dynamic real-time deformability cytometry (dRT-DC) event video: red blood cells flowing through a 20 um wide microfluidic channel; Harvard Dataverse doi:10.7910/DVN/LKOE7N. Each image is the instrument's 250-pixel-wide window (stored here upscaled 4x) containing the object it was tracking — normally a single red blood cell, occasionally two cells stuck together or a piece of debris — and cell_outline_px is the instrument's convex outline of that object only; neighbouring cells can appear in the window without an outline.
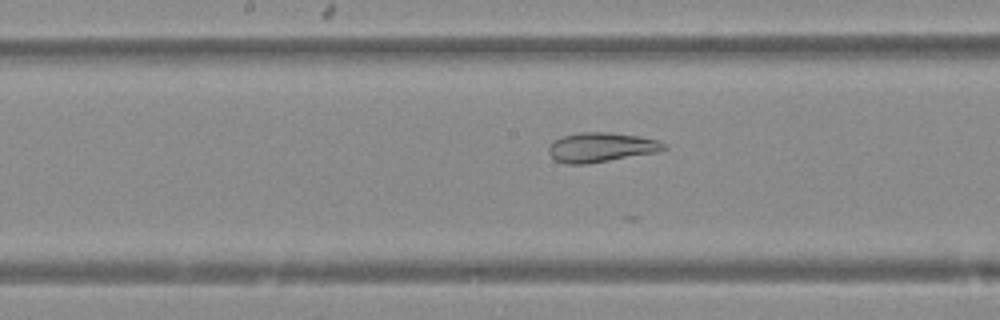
{"species": "Egyptian fruit bat (a non-hibernating species)", "species_latin": "Rousettus aegyptiacus", "temperature_condition": "warm", "stored_images_in_passage": 35, "camera_frame_rate_fps": 3000, "um_per_image_px": 0.085, "animal": {"sex": "female"}, "frame": {"image": 1, "passage_image": 15, "time_ms": 4.667, "image_size_px": [1000, 320], "cell_outline_px": [[668, 148], [656, 152], [588, 164], [564, 164], [556, 160], [548, 152], [548, 148], [552, 140], [564, 136], [580, 132], [608, 132], [640, 136], [660, 140]], "centroid_in_image_um": [51.08, 12.52], "position_along_channel_um": 197.1, "area_um2": 19.88}}
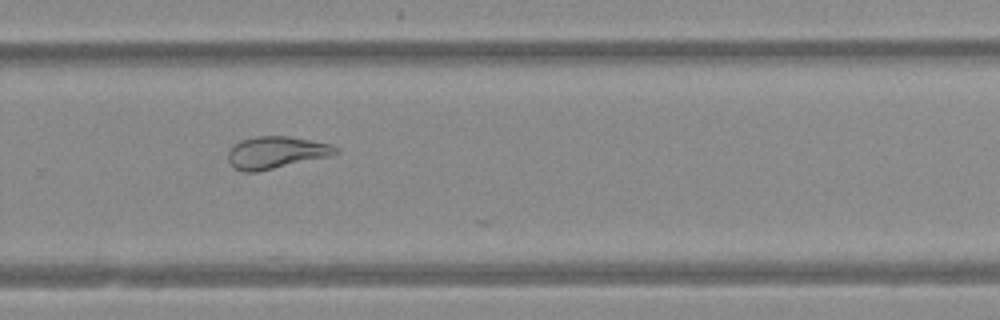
{"frame": {"image": 2, "passage_image": 23, "time_ms": 7.333, "image_size_px": [1000, 320], "cell_outline_px": [[340, 152], [332, 156], [256, 172], [240, 172], [228, 160], [228, 152], [240, 140], [256, 136], [288, 136], [328, 144], [336, 148]], "centroid_in_image_um": [23.46, 12.97], "position_along_channel_um": 306.3, "area_um2": 19.94}}
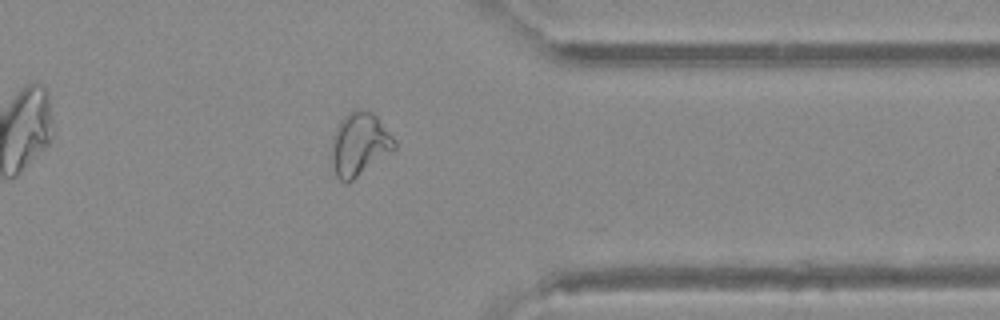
{"frame": {"image": 3, "passage_image": 29, "time_ms": 9.333, "image_size_px": [1000, 320], "cell_outline_px": [[396, 148], [348, 184], [344, 184], [336, 176], [332, 164], [332, 136], [340, 120], [348, 112], [372, 112], [376, 116], [392, 136], [396, 144]], "centroid_in_image_um": [30.53, 12.31], "position_along_channel_um": 380.9, "area_um2": 22.77}}